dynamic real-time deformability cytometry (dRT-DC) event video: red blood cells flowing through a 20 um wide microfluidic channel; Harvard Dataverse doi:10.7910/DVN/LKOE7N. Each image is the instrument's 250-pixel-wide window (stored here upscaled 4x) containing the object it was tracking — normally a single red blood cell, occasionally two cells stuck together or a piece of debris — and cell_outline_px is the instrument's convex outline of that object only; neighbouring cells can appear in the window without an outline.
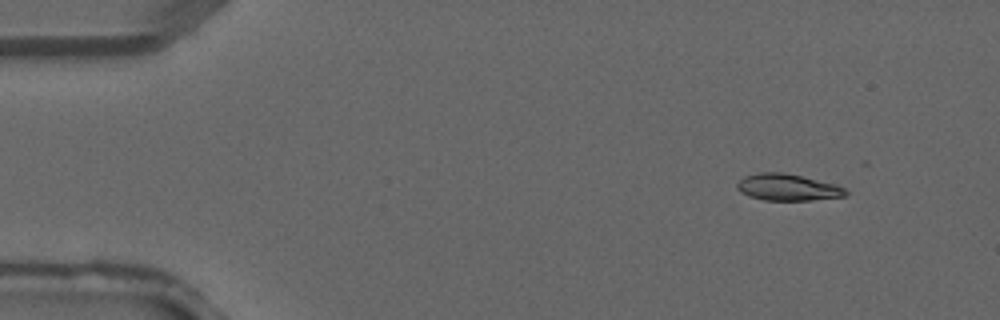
{"species": "common noctule bat (a hibernating species)", "species_latin": "Nyctalus noctula", "temperature_condition": "warm", "stored_images_in_passage": 4, "camera_frame_rate_fps": 3000, "um_per_image_px": 0.085, "animal": {"sex": "male", "forearm_length_mm": 52.5}, "frame": {"image": 1, "passage_image": 2, "time_ms": 0.333, "image_size_px": [1000, 320], "cell_outline_px": [[848, 196], [812, 200], [764, 200], [748, 196], [740, 192], [736, 188], [736, 184], [744, 176], [760, 172], [784, 172], [836, 184], [844, 188], [848, 192]], "centroid_in_image_um": [66.95, 15.92], "position_along_channel_um": 18.1, "area_um2": 16.99}}